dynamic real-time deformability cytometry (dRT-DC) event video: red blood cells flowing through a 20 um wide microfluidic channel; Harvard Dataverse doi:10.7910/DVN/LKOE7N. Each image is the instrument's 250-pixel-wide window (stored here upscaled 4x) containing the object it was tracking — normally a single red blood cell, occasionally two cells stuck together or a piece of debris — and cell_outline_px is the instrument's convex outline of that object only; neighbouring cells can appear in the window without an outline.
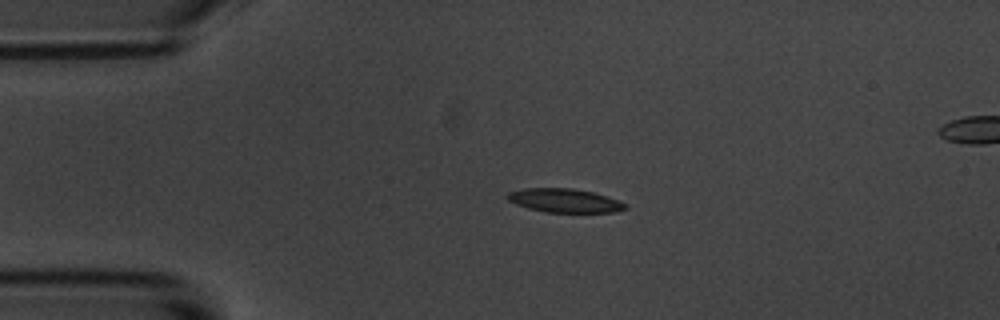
{"species": "common noctule bat (a hibernating species)", "species_latin": "Nyctalus noctula", "temperature_condition": "room temperature", "stored_images_in_passage": 4, "segment_of_instrument_passage": [1, 2], "camera_frame_rate_fps": 3000, "um_per_image_px": 0.085, "animal": {"sex": "male", "body_mass_g": 20.1, "forearm_length_mm": 53.5}, "frame": {"image": 1, "passage_image": 2, "time_ms": 1.333, "image_size_px": [1000, 320], "cell_outline_px": [[628, 208], [616, 212], [544, 212], [528, 208], [516, 204], [508, 200], [504, 196], [508, 192], [524, 188], [572, 188], [592, 192], [628, 204]], "centroid_in_image_um": [47.95, 17.05], "position_along_channel_um": 37.0, "area_um2": 16.3}}